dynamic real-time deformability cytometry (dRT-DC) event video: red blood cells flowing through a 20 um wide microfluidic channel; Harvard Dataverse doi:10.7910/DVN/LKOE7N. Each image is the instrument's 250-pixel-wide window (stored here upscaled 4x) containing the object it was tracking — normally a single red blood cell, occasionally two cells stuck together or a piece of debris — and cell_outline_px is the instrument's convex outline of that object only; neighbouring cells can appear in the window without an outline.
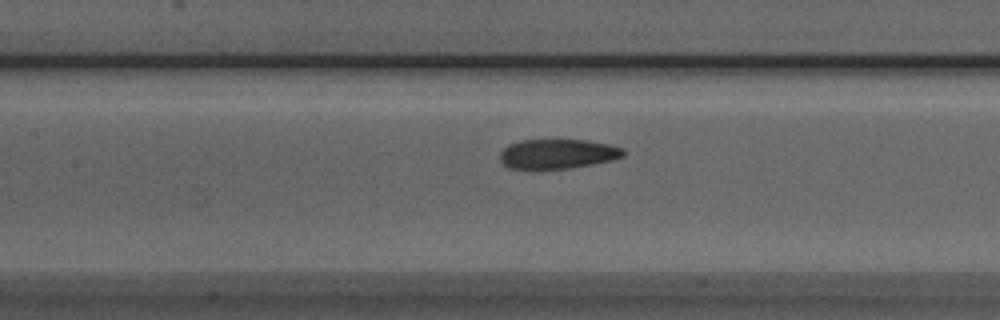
{"species": "Egyptian fruit bat (a non-hibernating species)", "species_latin": "Rousettus aegyptiacus", "temperature_condition": "room temperature", "stored_images_in_passage": 40, "camera_frame_rate_fps": 3000, "um_per_image_px": 0.085, "animal": {"sex": "male"}, "frame": {"image": 1, "passage_image": 12, "time_ms": 3.667, "image_size_px": [1000, 320], "cell_outline_px": [[624, 156], [612, 160], [592, 164], [568, 168], [508, 168], [500, 160], [500, 152], [508, 144], [520, 140], [588, 140], [608, 144], [624, 148]], "centroid_in_image_um": [47.4, 13.06], "position_along_channel_um": 160.0, "area_um2": 21.15}}
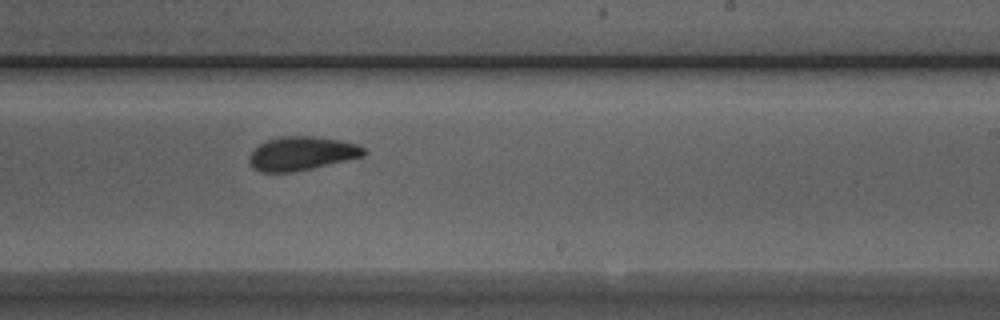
{"frame": {"image": 2, "passage_image": 20, "time_ms": 6.333, "image_size_px": [1000, 320], "cell_outline_px": [[368, 152], [364, 156], [312, 168], [292, 172], [260, 172], [252, 168], [248, 160], [248, 156], [260, 144], [268, 140], [280, 136], [312, 136], [340, 140], [356, 144], [364, 148]], "centroid_in_image_um": [25.63, 13.05], "position_along_channel_um": 263.4, "area_um2": 22.48}}
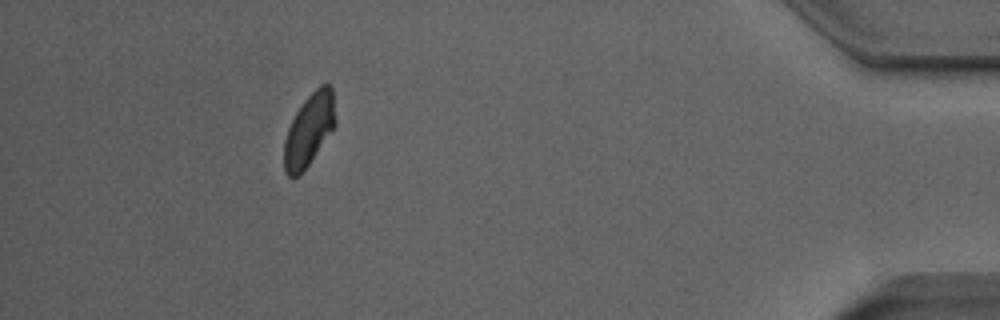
{"frame": {"image": 3, "passage_image": 36, "time_ms": 11.667, "image_size_px": [1000, 320], "cell_outline_px": [[336, 124], [300, 176], [288, 176], [284, 168], [284, 140], [288, 128], [296, 112], [304, 100], [320, 84], [332, 84], [336, 120]], "centroid_in_image_um": [26.28, 11.0], "position_along_channel_um": 408.9, "area_um2": 21.44}, "authors_computed_cell_mechanics": {"area_um2": 22.253, "velocity_mm_per_s": 3.892, "shape_relaxation_time_tau1_ms": 3.6142, "shape_relaxation_time_tau2_ms": 2.212, "deformation_change_tau1": 0.117, "deformation_change_tau2": 0.0647}}